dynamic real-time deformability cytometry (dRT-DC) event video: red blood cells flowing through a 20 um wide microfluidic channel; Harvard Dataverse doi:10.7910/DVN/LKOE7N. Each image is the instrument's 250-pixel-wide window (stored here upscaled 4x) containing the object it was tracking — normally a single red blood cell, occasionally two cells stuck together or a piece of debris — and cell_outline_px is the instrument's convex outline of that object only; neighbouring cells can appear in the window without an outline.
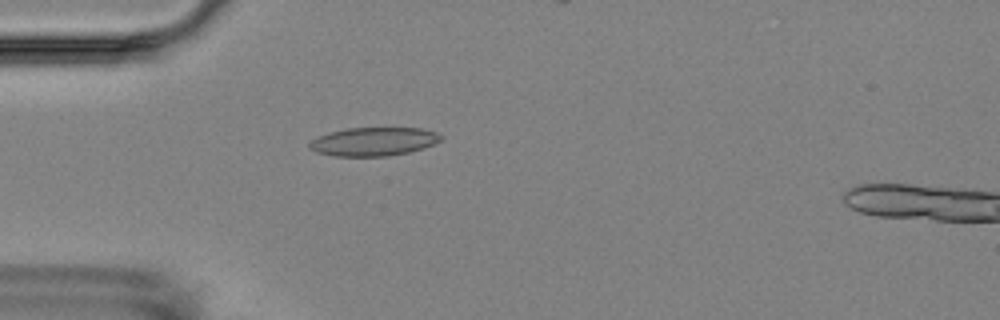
{"species": "Egyptian fruit bat (a non-hibernating species)", "species_latin": "Rousettus aegyptiacus", "temperature_condition": "room temperature", "stored_images_in_passage": 5, "camera_frame_rate_fps": 3000, "um_per_image_px": 0.085, "animal": {"sex": "female"}, "frame": {"image": 1, "passage_image": 4, "time_ms": 4.333, "image_size_px": [1000, 320], "cell_outline_px": [[444, 136], [440, 140], [424, 148], [408, 152], [388, 156], [336, 156], [316, 152], [308, 148], [308, 144], [316, 136], [328, 132], [344, 128], [424, 128], [436, 132]], "centroid_in_image_um": [31.73, 12.02], "position_along_channel_um": 53.3, "area_um2": 22.02}}